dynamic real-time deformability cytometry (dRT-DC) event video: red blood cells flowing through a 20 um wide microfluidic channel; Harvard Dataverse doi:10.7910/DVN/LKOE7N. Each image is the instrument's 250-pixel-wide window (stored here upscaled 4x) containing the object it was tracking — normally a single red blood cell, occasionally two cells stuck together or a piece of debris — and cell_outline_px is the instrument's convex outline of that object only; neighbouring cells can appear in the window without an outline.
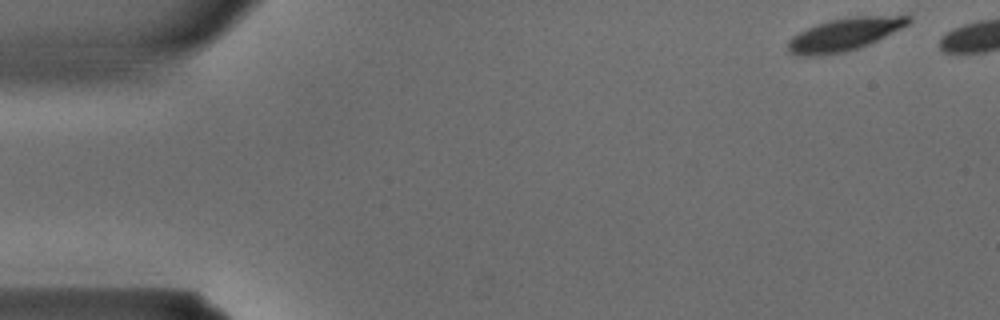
{"species": "common noctule bat (a hibernating species)", "species_latin": "Nyctalus noctula", "temperature_condition": "warm", "stored_images_in_passage": 29, "camera_frame_rate_fps": 3000, "um_per_image_px": 0.085, "animal": {"sex": "male", "body_mass_g": 15.6}, "frame": {"image": 1, "passage_image": 1, "time_ms": 0.0, "image_size_px": [1000, 320], "cell_outline_px": [[912, 20], [908, 24], [868, 44], [844, 52], [816, 56], [792, 56], [788, 52], [788, 40], [792, 36], [808, 28], [828, 20], [852, 16], [912, 16]], "centroid_in_image_um": [71.7, 2.93], "position_along_channel_um": 13.3, "area_um2": 22.66}}
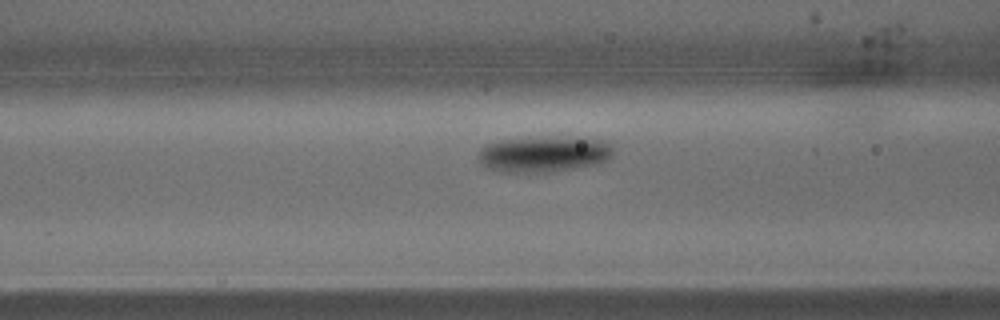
{"frame": {"image": 2, "passage_image": 13, "time_ms": 4.0, "image_size_px": [1000, 320], "cell_outline_px": [[612, 156], [608, 160], [596, 164], [548, 172], [500, 172], [484, 168], [480, 164], [476, 156], [476, 152], [484, 144], [500, 140], [604, 140], [612, 148]], "centroid_in_image_um": [46.07, 13.17], "position_along_channel_um": 120.5, "area_um2": 27.11}}
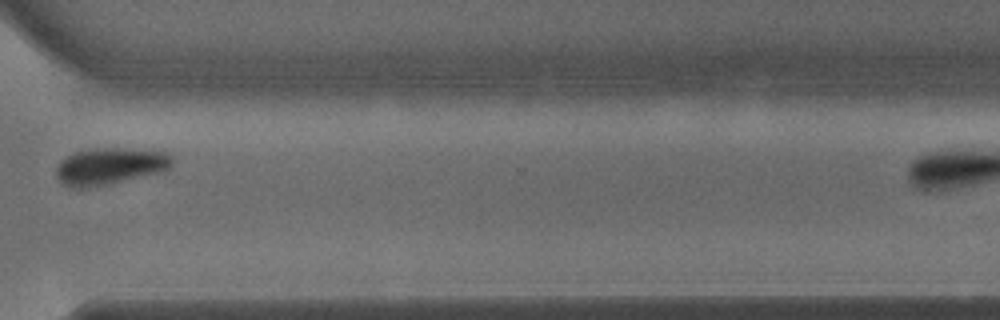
{"frame": {"image": 3, "passage_image": 26, "time_ms": 8.333, "image_size_px": [1000, 320], "cell_outline_px": [[172, 164], [168, 168], [160, 172], [112, 184], [84, 188], [72, 188], [64, 184], [56, 176], [56, 168], [60, 160], [76, 152], [96, 148], [164, 148], [172, 156]], "centroid_in_image_um": [9.43, 14.1], "position_along_channel_um": 361.2, "area_um2": 25.49}}